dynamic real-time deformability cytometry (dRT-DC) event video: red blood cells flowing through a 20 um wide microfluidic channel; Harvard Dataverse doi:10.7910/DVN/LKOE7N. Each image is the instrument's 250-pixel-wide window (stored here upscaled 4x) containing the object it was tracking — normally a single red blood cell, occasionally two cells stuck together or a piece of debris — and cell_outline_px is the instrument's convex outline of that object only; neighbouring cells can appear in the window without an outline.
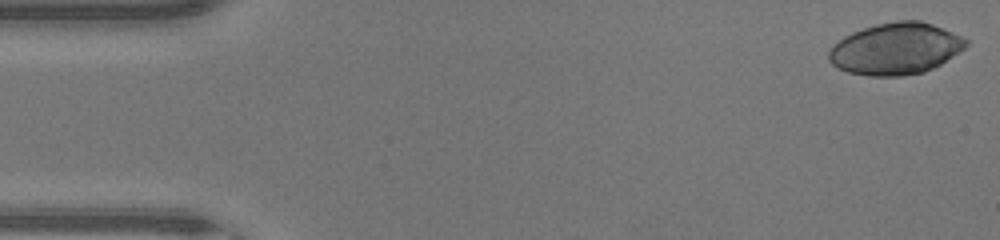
{"species": "human", "species_latin": "Homo sapiens", "temperature_condition": "warm", "stored_images_in_passage": 46, "camera_frame_rate_fps": 3000, "um_per_image_px": 0.085, "donor": {"sex": "male"}, "frame": {"image": 1, "passage_image": 1, "time_ms": 0.0, "image_size_px": [1000, 240], "cell_outline_px": [[968, 44], [964, 48], [940, 64], [924, 72], [900, 76], [868, 76], [848, 72], [832, 64], [828, 60], [828, 52], [832, 44], [844, 36], [852, 32], [876, 24], [896, 20], [920, 20], [932, 24], [960, 36], [968, 40]], "centroid_in_image_um": [76.09, 4.14], "position_along_channel_um": 8.9, "area_um2": 41.15}}
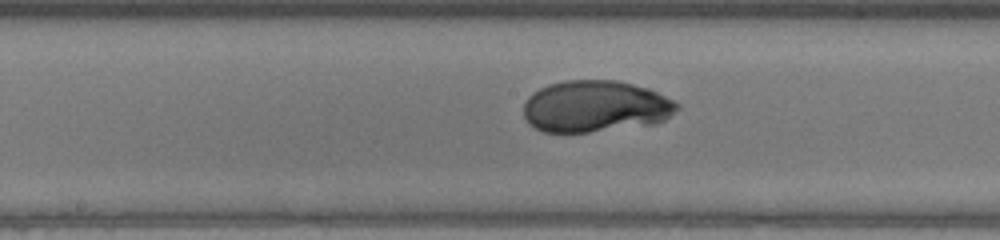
{"frame": {"image": 2, "passage_image": 23, "time_ms": 7.333, "image_size_px": [1000, 240], "cell_outline_px": [[680, 108], [664, 120], [656, 124], [588, 132], [544, 132], [528, 124], [524, 116], [524, 104], [528, 96], [532, 92], [548, 84], [564, 80], [616, 80], [648, 88], [680, 104]], "centroid_in_image_um": [50.6, 9.04], "position_along_channel_um": 197.6, "area_um2": 46.41}}
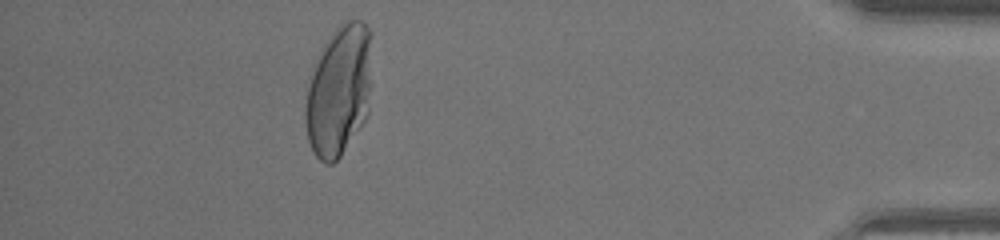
{"frame": {"image": 3, "passage_image": 41, "time_ms": 13.333, "image_size_px": [1000, 240], "cell_outline_px": [[372, 32], [368, 116], [340, 156], [332, 164], [324, 164], [316, 156], [308, 140], [304, 120], [304, 104], [308, 84], [312, 68], [316, 56], [324, 44], [336, 28], [340, 24], [348, 20], [360, 20]], "centroid_in_image_um": [28.79, 7.7], "position_along_channel_um": 406.4, "area_um2": 51.21}, "authors_computed_cell_mechanics": {"area_um2": 46.0088, "velocity_mm_per_s": 4.4508, "shape_relaxation_time_tau1_ms": 3.1234, "shape_relaxation_time_tau2_ms": 0.6945, "deformation_change_tau1": 0.2065, "deformation_change_tau2": 0.031}}